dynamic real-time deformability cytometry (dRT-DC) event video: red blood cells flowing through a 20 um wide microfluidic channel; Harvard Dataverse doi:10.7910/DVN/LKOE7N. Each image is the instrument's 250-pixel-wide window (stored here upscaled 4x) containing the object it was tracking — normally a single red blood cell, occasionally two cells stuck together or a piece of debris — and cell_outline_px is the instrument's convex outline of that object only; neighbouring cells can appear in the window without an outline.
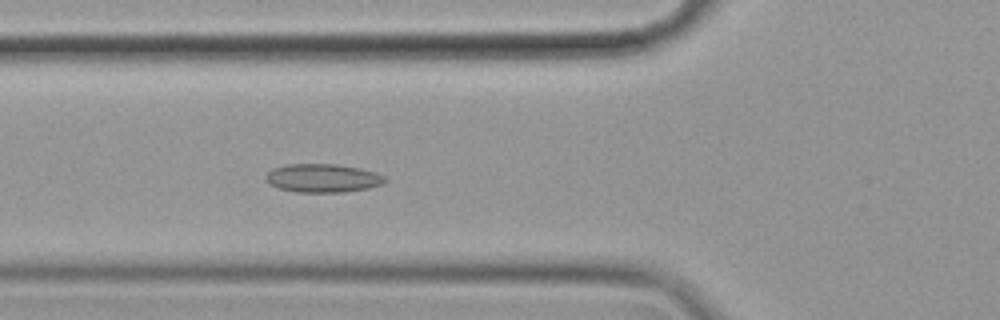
{"species": "common noctule bat (a hibernating species)", "species_latin": "Nyctalus noctula", "temperature_condition": "cold", "stored_images_in_passage": 42, "camera_frame_rate_fps": 3000, "um_per_image_px": 0.085, "animal": {"sex": "female", "body_mass_g": 19.9}, "frame": {"image": 1, "passage_image": 4, "time_ms": 1.0, "image_size_px": [1000, 320], "cell_outline_px": [[388, 180], [380, 184], [368, 188], [344, 192], [296, 192], [276, 188], [264, 180], [264, 176], [272, 168], [288, 164], [336, 164], [360, 168], [376, 172], [384, 176]], "centroid_in_image_um": [27.39, 15.14], "position_along_channel_um": 98.4, "area_um2": 19.94}}
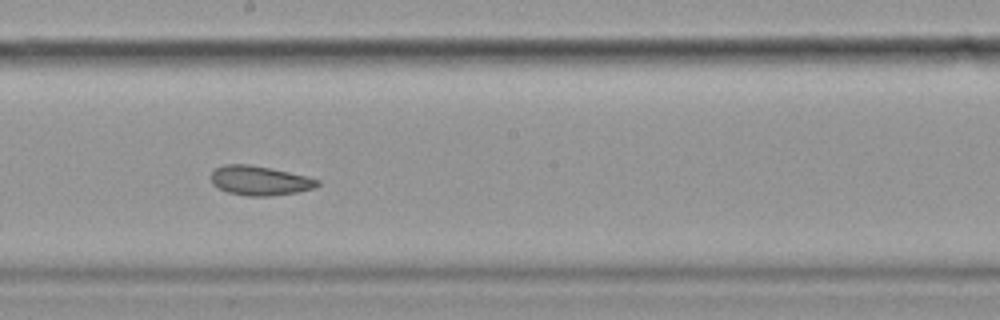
{"frame": {"image": 2, "passage_image": 15, "time_ms": 4.667, "image_size_px": [1000, 320], "cell_outline_px": [[320, 184], [316, 188], [296, 192], [272, 196], [248, 196], [228, 192], [216, 188], [212, 184], [212, 172], [216, 168], [224, 164], [248, 164], [272, 168], [308, 176], [320, 180]], "centroid_in_image_um": [22.1, 15.35], "position_along_channel_um": 226.1, "area_um2": 18.44}}
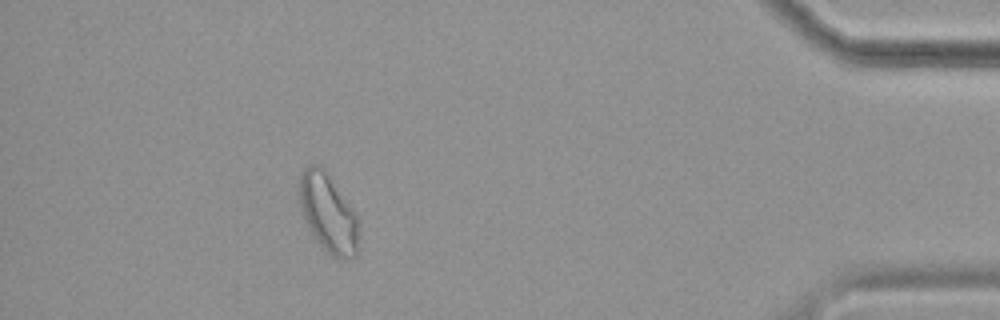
{"frame": {"image": 3, "passage_image": 35, "time_ms": 11.333, "image_size_px": [1000, 320], "cell_outline_px": [[356, 256], [352, 260], [336, 260], [312, 236], [300, 212], [296, 196], [296, 184], [300, 172], [308, 164], [316, 164], [324, 168], [356, 216]], "centroid_in_image_um": [27.77, 18.08], "position_along_channel_um": 407.4, "area_um2": 27.51}, "authors_computed_cell_mechanics": {"area_um2": 19.7676, "velocity_mm_per_s": 3.485, "shape_relaxation_time_tau1_ms": null, "shape_relaxation_time_tau2_ms": 4.21, "deformation_change_tau1": null, "deformation_change_tau2": 0.1112}}